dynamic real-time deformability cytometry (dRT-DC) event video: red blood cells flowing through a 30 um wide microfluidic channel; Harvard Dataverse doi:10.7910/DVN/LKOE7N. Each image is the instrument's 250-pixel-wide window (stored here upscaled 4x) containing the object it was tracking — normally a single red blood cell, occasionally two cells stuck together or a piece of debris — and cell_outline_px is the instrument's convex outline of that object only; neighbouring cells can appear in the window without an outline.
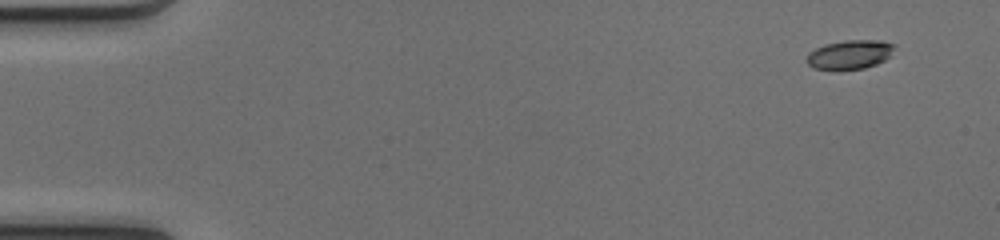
{"species": "common noctule bat (a hibernating species)", "species_latin": "Nyctalus noctula", "temperature_condition": "cold", "stored_images_in_passage": 48, "camera_frame_rate_fps": 3000, "um_per_image_px": 0.085, "animal": {"sex": "female", "body_mass_g": 17.0, "forearm_length_mm": 48.0}, "frame": {"image": 1, "passage_image": 1, "time_ms": 0.0, "image_size_px": [1000, 240], "cell_outline_px": [[896, 44], [888, 56], [884, 60], [876, 64], [864, 68], [812, 68], [804, 60], [808, 52], [824, 44], [844, 40], [880, 40]], "centroid_in_image_um": [72.19, 4.6], "position_along_channel_um": 12.8, "area_um2": 14.62}}
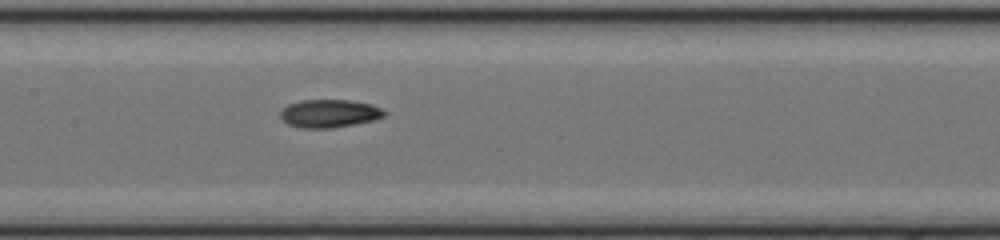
{"frame": {"image": 2, "passage_image": 23, "time_ms": 7.333, "image_size_px": [1000, 240], "cell_outline_px": [[384, 116], [372, 120], [332, 128], [300, 128], [288, 124], [280, 116], [280, 112], [288, 104], [300, 100], [348, 100], [372, 104], [380, 108], [384, 112]], "centroid_in_image_um": [27.95, 9.64], "position_along_channel_um": 179.4, "area_um2": 16.76}}
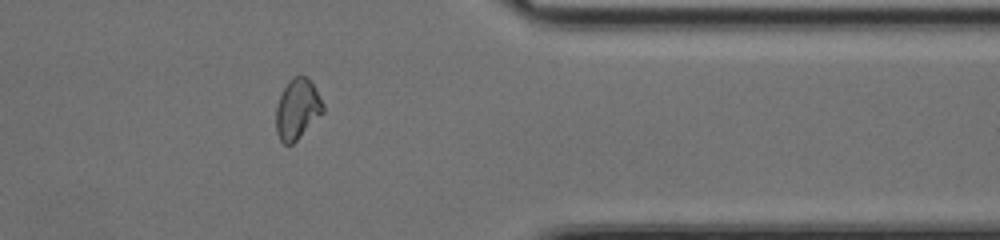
{"frame": {"image": 3, "passage_image": 39, "time_ms": 12.667, "image_size_px": [1000, 240], "cell_outline_px": [[324, 112], [292, 144], [284, 144], [280, 140], [276, 132], [276, 108], [280, 96], [288, 80], [292, 76], [308, 76], [324, 104]], "centroid_in_image_um": [25.27, 9.25], "position_along_channel_um": 386.1, "area_um2": 16.47}, "authors_computed_cell_mechanics": {"area_um2": 16.5886, "velocity_mm_per_s": 4.1379, "shape_relaxation_time_tau1_ms": 5.0835, "shape_relaxation_time_tau2_ms": 5.7672, "deformation_change_tau1": 0.1655, "deformation_change_tau2": 0.1085}}